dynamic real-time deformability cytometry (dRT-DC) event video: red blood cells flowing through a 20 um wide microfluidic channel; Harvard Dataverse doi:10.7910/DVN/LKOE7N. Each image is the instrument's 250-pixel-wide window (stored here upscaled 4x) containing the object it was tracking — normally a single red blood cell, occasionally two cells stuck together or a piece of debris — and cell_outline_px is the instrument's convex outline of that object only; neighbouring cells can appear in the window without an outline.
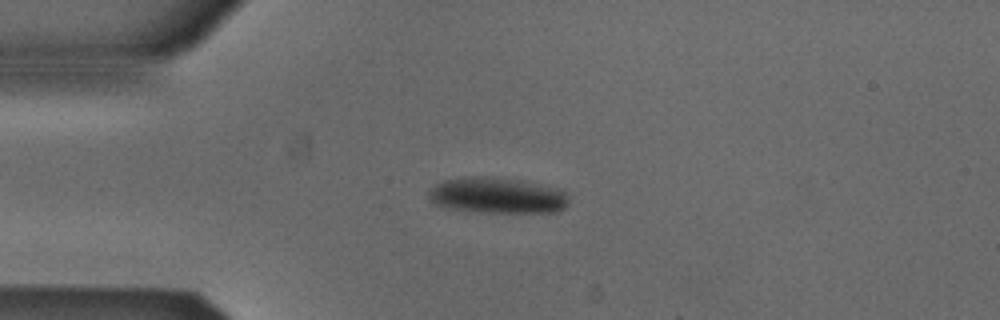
{"species": "Egyptian fruit bat (a non-hibernating species)", "species_latin": "Rousettus aegyptiacus", "temperature_condition": "cold", "stored_images_in_passage": 49, "camera_frame_rate_fps": 3000, "um_per_image_px": 0.085, "animal": {"sex": "male"}, "frame": {"image": 1, "passage_image": 9, "time_ms": 2.667, "image_size_px": [1000, 320], "cell_outline_px": [[568, 204], [560, 212], [480, 212], [448, 208], [436, 204], [428, 196], [428, 192], [436, 184], [444, 180], [472, 176], [484, 176], [532, 184], [564, 192], [568, 196]], "centroid_in_image_um": [42.21, 16.64], "position_along_channel_um": 42.8, "area_um2": 28.38}}
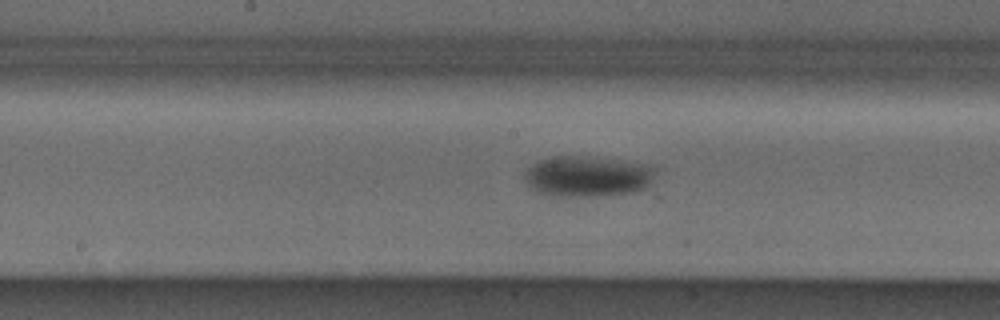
{"frame": {"image": 2, "passage_image": 23, "time_ms": 7.333, "image_size_px": [1000, 320], "cell_outline_px": [[656, 168], [648, 184], [644, 188], [632, 192], [592, 196], [548, 196], [532, 188], [524, 180], [524, 172], [532, 164], [540, 160], [552, 156], [572, 156], [612, 160], [648, 164]], "centroid_in_image_um": [49.87, 14.99], "position_along_channel_um": 198.3, "area_um2": 30.52}}
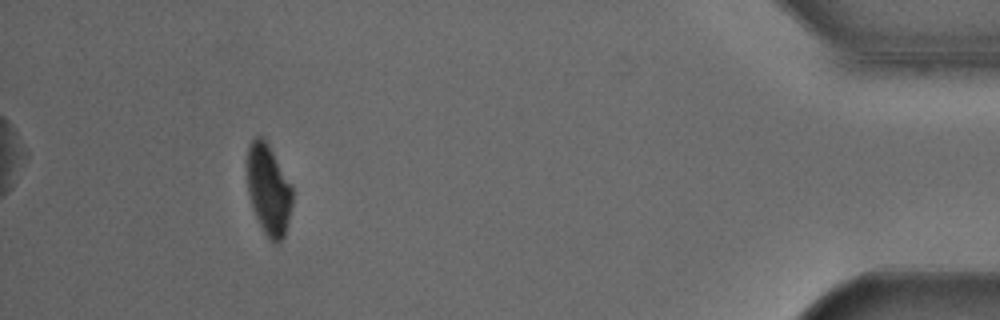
{"frame": {"image": 3, "passage_image": 45, "time_ms": 14.667, "image_size_px": [1000, 320], "cell_outline_px": [[292, 204], [284, 236], [280, 244], [272, 244], [268, 240], [256, 216], [248, 192], [248, 148], [252, 140], [256, 136], [264, 136], [292, 188]], "centroid_in_image_um": [22.83, 16.16], "position_along_channel_um": 412.4, "area_um2": 23.52}, "authors_computed_cell_mechanics": {"area_um2": 28.033, "velocity_mm_per_s": 3.8115, "shape_relaxation_time_tau1_ms": 2.6552, "shape_relaxation_time_tau2_ms": null, "deformation_change_tau1": 0.0868, "deformation_change_tau2": null}}